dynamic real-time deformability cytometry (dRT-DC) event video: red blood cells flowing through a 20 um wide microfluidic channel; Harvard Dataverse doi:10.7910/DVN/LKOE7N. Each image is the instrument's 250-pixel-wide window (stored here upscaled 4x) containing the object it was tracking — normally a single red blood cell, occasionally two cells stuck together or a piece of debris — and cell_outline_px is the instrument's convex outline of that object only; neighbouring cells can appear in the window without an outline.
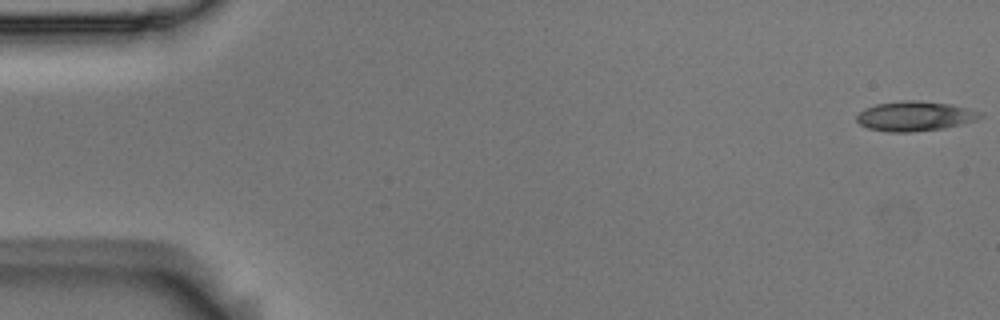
{"species": "Egyptian fruit bat (a non-hibernating species)", "species_latin": "Rousettus aegyptiacus", "temperature_condition": "room temperature", "stored_images_in_passage": 5, "camera_frame_rate_fps": 3000, "um_per_image_px": 0.085, "animal": {"sex": "male"}, "frame": {"image": 1, "passage_image": 1, "time_ms": 0.0, "image_size_px": [1000, 320], "cell_outline_px": [[984, 116], [976, 120], [944, 128], [912, 132], [888, 132], [868, 128], [860, 124], [856, 120], [856, 116], [864, 108], [876, 104], [900, 100], [916, 100], [952, 104], [968, 108], [980, 112]], "centroid_in_image_um": [77.75, 9.86], "position_along_channel_um": 7.2, "area_um2": 21.5}}
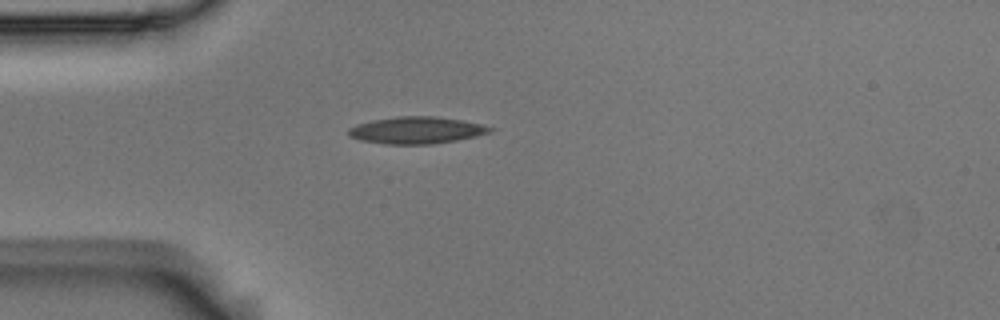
{"frame": {"image": 2, "passage_image": 5, "time_ms": 1.333, "image_size_px": [1000, 320], "cell_outline_px": [[496, 128], [492, 132], [476, 136], [456, 140], [432, 144], [388, 144], [360, 140], [348, 136], [348, 128], [356, 124], [372, 120], [396, 116], [436, 116], [460, 120], [480, 124]], "centroid_in_image_um": [35.39, 11.06], "position_along_channel_um": 49.6, "area_um2": 22.25}}